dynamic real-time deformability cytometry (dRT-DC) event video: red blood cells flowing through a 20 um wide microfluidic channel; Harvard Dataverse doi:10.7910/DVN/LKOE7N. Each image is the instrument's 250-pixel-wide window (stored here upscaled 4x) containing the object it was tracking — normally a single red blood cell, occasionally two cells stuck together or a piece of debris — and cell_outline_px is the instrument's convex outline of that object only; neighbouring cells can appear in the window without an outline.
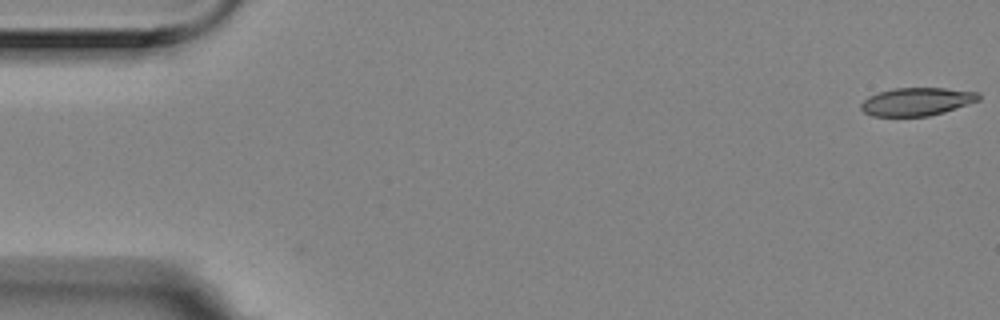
{"species": "Egyptian fruit bat (a non-hibernating species)", "species_latin": "Rousettus aegyptiacus", "temperature_condition": "room temperature", "stored_images_in_passage": 3, "camera_frame_rate_fps": 3000, "um_per_image_px": 0.085, "animal": {"sex": "female"}, "frame": {"image": 1, "passage_image": 1, "time_ms": 0.0, "image_size_px": [1000, 320], "cell_outline_px": [[980, 100], [944, 112], [928, 116], [872, 116], [864, 112], [860, 108], [860, 104], [868, 96], [880, 92], [896, 88], [944, 88], [980, 92]], "centroid_in_image_um": [77.93, 8.64], "position_along_channel_um": 7.1, "area_um2": 19.19}}